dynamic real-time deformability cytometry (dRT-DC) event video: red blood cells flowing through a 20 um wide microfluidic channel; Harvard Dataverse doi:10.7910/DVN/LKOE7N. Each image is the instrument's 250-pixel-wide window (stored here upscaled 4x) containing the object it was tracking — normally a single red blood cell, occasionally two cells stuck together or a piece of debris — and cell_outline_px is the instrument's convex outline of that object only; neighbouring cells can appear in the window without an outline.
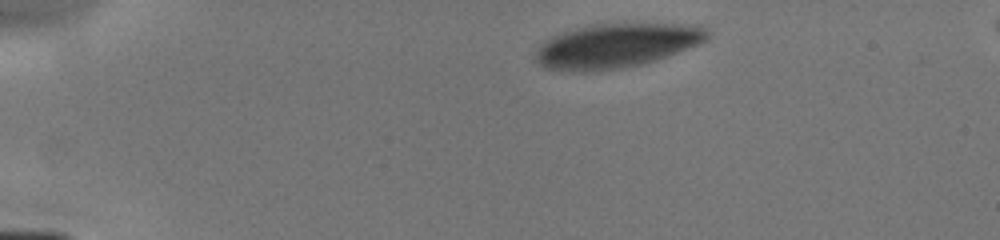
{"species": "human", "species_latin": "Homo sapiens", "temperature_condition": "cold", "stored_images_in_passage": 6, "camera_frame_rate_fps": 3000, "um_per_image_px": 0.085, "donor": {"sex": "male"}, "frame": {"image": 1, "passage_image": 1, "time_ms": 0.0, "image_size_px": [1000, 240], "cell_outline_px": [[708, 40], [700, 44], [668, 56], [656, 60], [640, 64], [620, 68], [584, 72], [572, 72], [548, 68], [540, 64], [536, 60], [536, 52], [540, 44], [544, 40], [560, 32], [588, 24], [624, 20], [700, 24], [708, 32]], "centroid_in_image_um": [52.46, 3.8], "position_along_channel_um": 32.5, "area_um2": 46.07}}
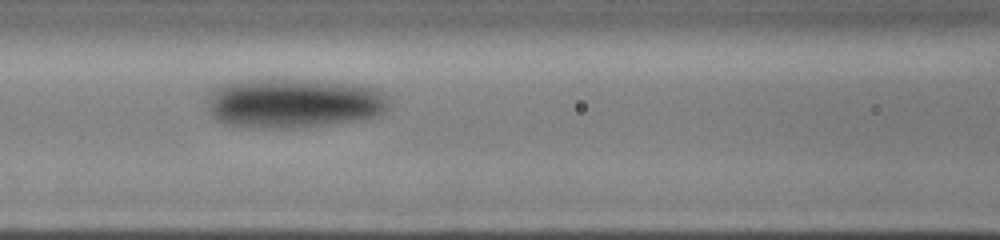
{"frame": {"image": 2, "passage_image": 6, "time_ms": 4.333, "image_size_px": [1000, 240], "cell_outline_px": [[388, 108], [384, 112], [376, 116], [364, 120], [332, 124], [288, 128], [248, 128], [224, 124], [216, 120], [212, 116], [208, 108], [208, 96], [212, 88], [224, 84], [240, 80], [324, 80], [364, 84], [376, 88], [384, 92], [388, 96]], "centroid_in_image_um": [25.0, 8.77], "position_along_channel_um": 141.6, "area_um2": 53.58}}